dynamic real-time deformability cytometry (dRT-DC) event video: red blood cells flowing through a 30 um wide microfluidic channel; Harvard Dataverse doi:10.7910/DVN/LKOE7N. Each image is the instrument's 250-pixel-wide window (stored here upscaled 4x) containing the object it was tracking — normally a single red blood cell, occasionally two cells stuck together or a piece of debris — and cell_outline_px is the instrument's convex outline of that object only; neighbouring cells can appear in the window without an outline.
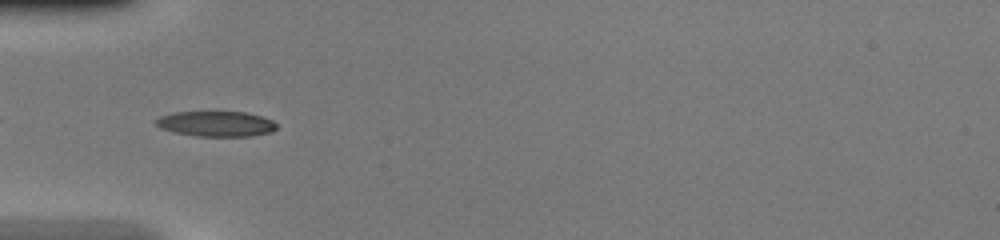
{"species": "common noctule bat (a hibernating species)", "species_latin": "Nyctalus noctula", "temperature_condition": "warm", "stored_images_in_passage": 34, "camera_frame_rate_fps": 3000, "um_per_image_px": 0.085, "animal": {"sex": "female", "body_mass_g": 20.0, "forearm_length_mm": 54.0}, "frame": {"image": 1, "passage_image": 2, "time_ms": 0.333, "image_size_px": [1000, 240], "cell_outline_px": [[276, 128], [272, 132], [252, 136], [196, 136], [172, 132], [160, 128], [156, 124], [156, 120], [160, 116], [172, 112], [244, 112], [260, 116], [272, 120], [276, 124]], "centroid_in_image_um": [18.35, 10.53], "position_along_channel_um": 66.6, "area_um2": 17.8}}
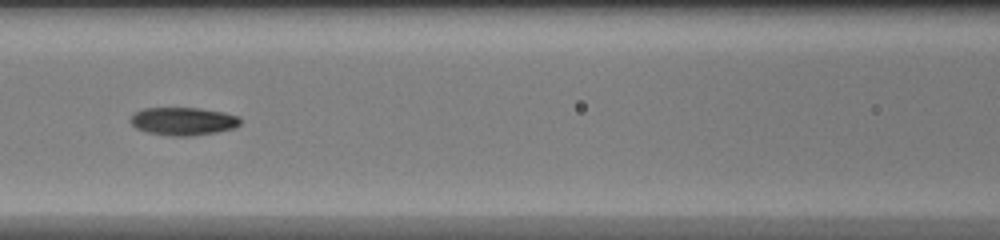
{"frame": {"image": 2, "passage_image": 8, "time_ms": 2.333, "image_size_px": [1000, 240], "cell_outline_px": [[240, 124], [236, 128], [216, 132], [192, 136], [172, 136], [148, 132], [136, 128], [128, 120], [136, 112], [144, 108], [200, 108], [224, 112], [240, 116]], "centroid_in_image_um": [15.6, 10.3], "position_along_channel_um": 151.0, "area_um2": 17.98}}
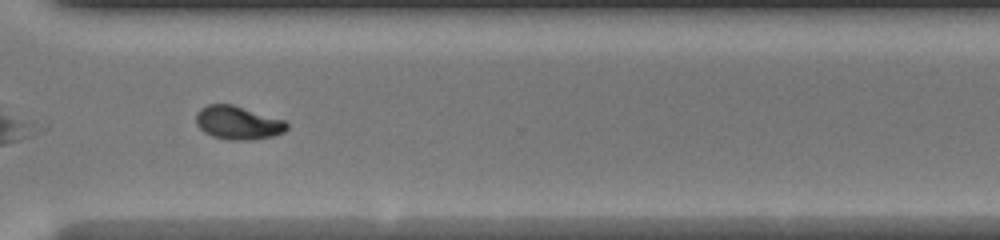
{"frame": {"image": 3, "passage_image": 22, "time_ms": 7.0, "image_size_px": [1000, 240], "cell_outline_px": [[288, 128], [284, 132], [272, 136], [252, 140], [228, 140], [212, 136], [204, 132], [196, 124], [196, 112], [200, 108], [208, 104], [232, 104], [284, 120], [288, 124]], "centroid_in_image_um": [20.2, 10.44], "position_along_channel_um": 350.4, "area_um2": 17.74}, "authors_computed_cell_mechanics": {"area_um2": 17.7157, "velocity_mm_per_s": 4.2728, "shape_relaxation_time_tau1_ms": 5.4913, "shape_relaxation_time_tau2_ms": 2.6362, "deformation_change_tau1": 0.2287, "deformation_change_tau2": 0.0477}}